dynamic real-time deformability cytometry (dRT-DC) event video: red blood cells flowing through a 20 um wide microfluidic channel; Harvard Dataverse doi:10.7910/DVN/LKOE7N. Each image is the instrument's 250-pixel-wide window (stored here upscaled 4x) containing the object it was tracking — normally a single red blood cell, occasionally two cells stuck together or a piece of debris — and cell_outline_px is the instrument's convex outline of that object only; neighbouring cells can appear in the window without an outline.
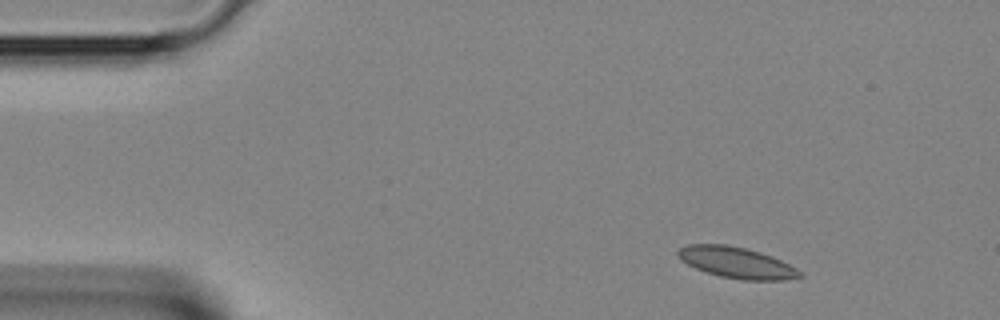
{"species": "Egyptian fruit bat (a non-hibernating species)", "species_latin": "Rousettus aegyptiacus", "temperature_condition": "room temperature", "stored_images_in_passage": 1, "camera_frame_rate_fps": 3000, "um_per_image_px": 0.085, "animal": {"sex": "female"}, "frame": {"image": 1, "passage_image": 1, "time_ms": 0.0, "image_size_px": [1000, 320], "cell_outline_px": [[804, 276], [788, 280], [740, 280], [720, 276], [696, 268], [680, 260], [676, 256], [676, 252], [680, 248], [688, 244], [728, 244], [760, 252], [772, 256], [796, 268]], "centroid_in_image_um": [62.6, 22.32], "position_along_channel_um": 22.4, "area_um2": 22.08}}